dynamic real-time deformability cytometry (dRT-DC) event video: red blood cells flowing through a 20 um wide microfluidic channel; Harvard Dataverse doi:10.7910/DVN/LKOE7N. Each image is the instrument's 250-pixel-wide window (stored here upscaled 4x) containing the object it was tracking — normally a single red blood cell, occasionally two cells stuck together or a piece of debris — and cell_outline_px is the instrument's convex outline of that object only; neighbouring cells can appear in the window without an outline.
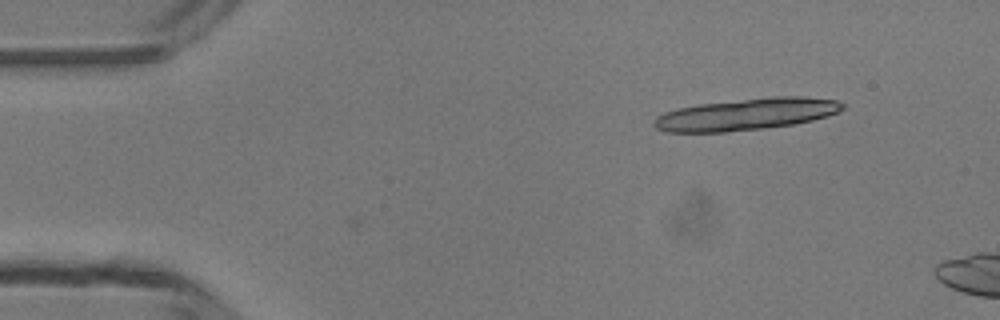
{"species": "common noctule bat (a hibernating species)", "species_latin": "Nyctalus noctula", "temperature_condition": "room temperature", "stored_images_in_passage": 3, "camera_frame_rate_fps": 3000, "um_per_image_px": 0.085, "animal": {"sex": "male", "body_mass_g": 13.3}, "frame": {"image": 1, "passage_image": 1, "time_ms": 0.0, "image_size_px": [1000, 320], "cell_outline_px": [[844, 108], [828, 116], [812, 120], [792, 124], [764, 128], [724, 132], [664, 132], [656, 128], [652, 124], [652, 120], [656, 116], [664, 112], [676, 108], [700, 104], [772, 96], [804, 96], [836, 100], [844, 104]], "centroid_in_image_um": [63.39, 9.71], "position_along_channel_um": 21.6, "area_um2": 34.97}}